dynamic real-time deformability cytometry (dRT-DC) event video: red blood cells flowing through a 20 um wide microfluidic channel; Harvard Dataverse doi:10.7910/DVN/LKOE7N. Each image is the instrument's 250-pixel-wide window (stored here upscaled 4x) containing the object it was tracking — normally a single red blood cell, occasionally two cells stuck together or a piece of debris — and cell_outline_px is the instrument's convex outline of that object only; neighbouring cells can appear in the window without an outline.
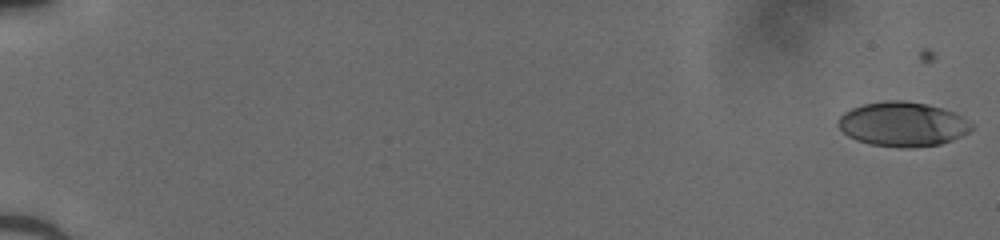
{"species": "human", "species_latin": "Homo sapiens", "temperature_condition": "cold", "stored_images_in_passage": 51, "camera_frame_rate_fps": 3000, "um_per_image_px": 0.085, "donor": {"sex": "male"}, "frame": {"image": 1, "passage_image": 1, "time_ms": 0.0, "image_size_px": [1000, 240], "cell_outline_px": [[976, 124], [968, 132], [952, 140], [940, 144], [912, 148], [908, 148], [872, 144], [856, 140], [848, 136], [836, 124], [840, 116], [844, 112], [852, 108], [864, 104], [884, 100], [904, 100], [928, 104], [956, 112]], "centroid_in_image_um": [76.76, 10.54], "position_along_channel_um": 8.2, "area_um2": 34.8}}
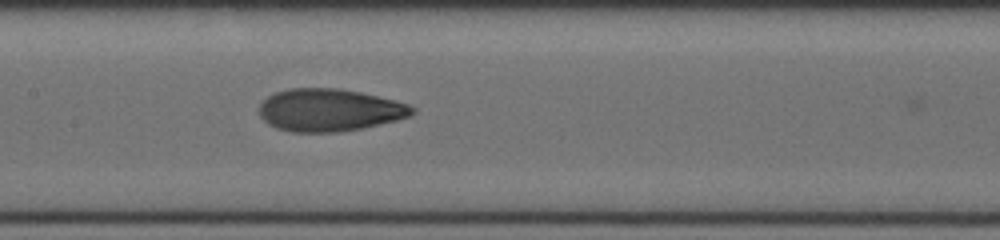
{"frame": {"image": 2, "passage_image": 28, "time_ms": 9.0, "image_size_px": [1000, 240], "cell_outline_px": [[416, 112], [408, 116], [396, 120], [360, 128], [336, 132], [292, 132], [276, 128], [268, 124], [260, 116], [260, 104], [268, 96], [276, 92], [288, 88], [340, 88], [360, 92], [396, 100], [408, 104], [416, 108]], "centroid_in_image_um": [28.0, 9.34], "position_along_channel_um": 179.4, "area_um2": 37.8}}
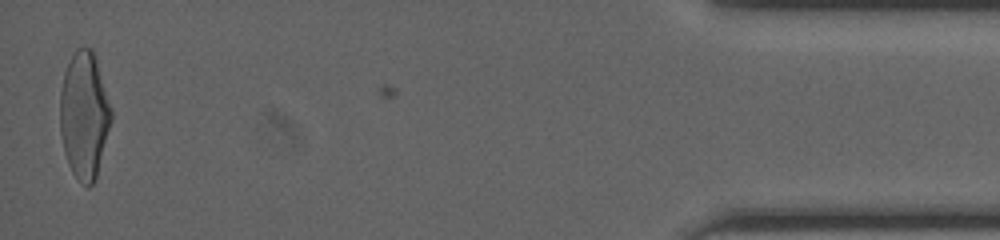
{"frame": {"image": 3, "passage_image": 51, "time_ms": 16.667, "image_size_px": [1000, 240], "cell_outline_px": [[112, 120], [96, 176], [92, 184], [88, 188], [72, 172], [68, 164], [64, 152], [60, 132], [60, 92], [64, 72], [76, 48], [92, 48], [112, 108]], "centroid_in_image_um": [7.16, 9.79], "position_along_channel_um": 428.0, "area_um2": 37.63}}